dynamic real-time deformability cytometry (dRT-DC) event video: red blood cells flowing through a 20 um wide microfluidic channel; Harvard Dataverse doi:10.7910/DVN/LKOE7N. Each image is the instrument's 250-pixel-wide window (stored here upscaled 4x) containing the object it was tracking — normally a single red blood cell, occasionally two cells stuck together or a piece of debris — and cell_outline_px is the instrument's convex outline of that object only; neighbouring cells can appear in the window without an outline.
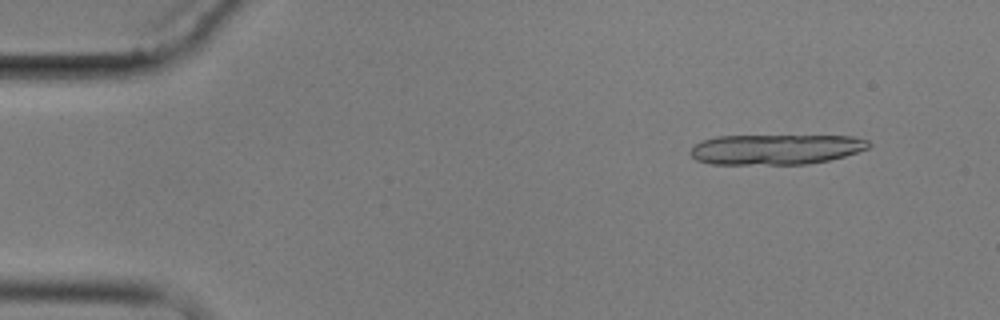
{"species": "common noctule bat (a hibernating species)", "species_latin": "Nyctalus noctula", "temperature_condition": "cold", "stored_images_in_passage": 4, "camera_frame_rate_fps": 3000, "um_per_image_px": 0.085, "animal": {"sex": "male", "body_mass_g": 17.9}, "frame": {"image": 1, "passage_image": 1, "time_ms": 0.0, "image_size_px": [1000, 320], "cell_outline_px": [[872, 144], [868, 148], [844, 156], [828, 160], [808, 164], [712, 164], [696, 160], [688, 152], [696, 144], [704, 140], [716, 136], [852, 136], [868, 140]], "centroid_in_image_um": [65.94, 12.69], "position_along_channel_um": 19.1, "area_um2": 31.33}}